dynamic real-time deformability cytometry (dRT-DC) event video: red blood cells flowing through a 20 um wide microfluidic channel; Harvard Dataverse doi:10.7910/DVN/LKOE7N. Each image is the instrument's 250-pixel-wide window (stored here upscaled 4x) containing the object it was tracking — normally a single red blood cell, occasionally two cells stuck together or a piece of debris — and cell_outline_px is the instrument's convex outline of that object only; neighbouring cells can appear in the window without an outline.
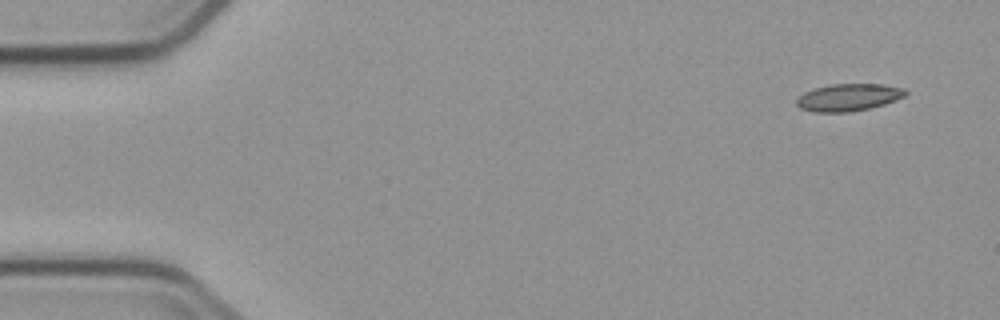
{"species": "common noctule bat (a hibernating species)", "species_latin": "Nyctalus noctula", "temperature_condition": "cold", "stored_images_in_passage": 7, "camera_frame_rate_fps": 3000, "um_per_image_px": 0.085, "animal": {"sex": "male", "body_mass_g": 23.1, "forearm_length_mm": 52.7}, "frame": {"image": 1, "passage_image": 1, "time_ms": 0.0, "image_size_px": [1000, 320], "cell_outline_px": [[908, 92], [904, 96], [896, 100], [884, 104], [868, 108], [848, 112], [812, 112], [800, 108], [796, 104], [796, 100], [804, 92], [816, 88], [832, 84], [884, 84], [904, 88]], "centroid_in_image_um": [72.13, 8.27], "position_along_channel_um": 12.9, "area_um2": 17.22}}
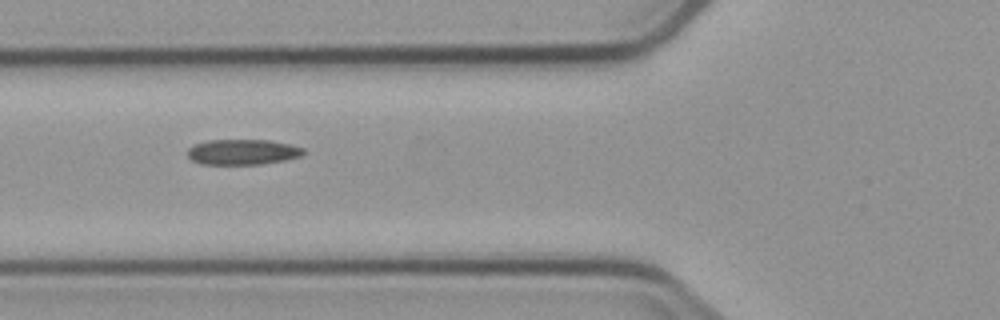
{"frame": {"image": 2, "passage_image": 6, "time_ms": 5.667, "image_size_px": [1000, 320], "cell_outline_px": [[304, 152], [300, 156], [284, 160], [260, 164], [200, 164], [192, 160], [188, 156], [188, 148], [196, 144], [208, 140], [268, 140], [288, 144], [304, 148]], "centroid_in_image_um": [20.6, 12.92], "position_along_channel_um": 105.2, "area_um2": 16.99}}
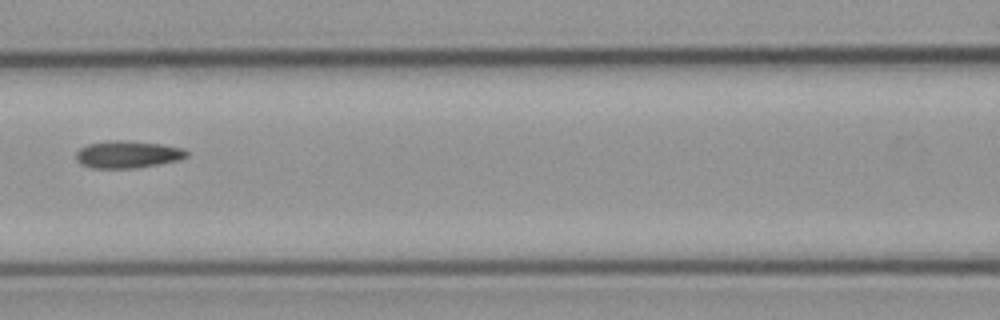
{"frame": {"image": 3, "passage_image": 7, "time_ms": 7.0, "image_size_px": [1000, 320], "cell_outline_px": [[188, 156], [180, 160], [160, 164], [132, 168], [92, 168], [80, 164], [76, 160], [76, 152], [80, 148], [88, 144], [108, 140], [124, 140], [160, 144], [184, 148], [188, 152]], "centroid_in_image_um": [10.85, 13.12], "position_along_channel_um": 155.8, "area_um2": 17.69}}